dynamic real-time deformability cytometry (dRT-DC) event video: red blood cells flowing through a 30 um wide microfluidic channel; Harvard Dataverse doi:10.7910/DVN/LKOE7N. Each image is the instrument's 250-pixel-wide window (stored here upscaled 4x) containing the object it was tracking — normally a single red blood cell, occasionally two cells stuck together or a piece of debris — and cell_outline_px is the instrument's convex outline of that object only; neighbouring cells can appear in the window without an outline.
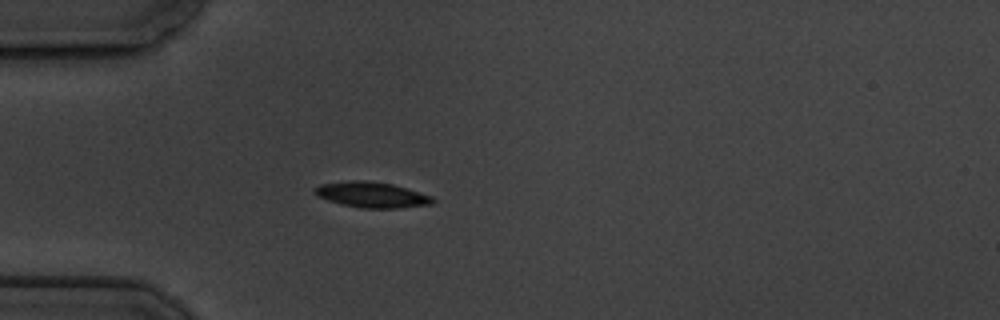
{"species": "common noctule bat (a hibernating species)", "species_latin": "Nyctalus noctula", "temperature_condition": "cold", "stored_images_in_passage": 8, "camera_frame_rate_fps": 3000, "um_per_image_px": 0.085, "animal": {"sex": "male", "body_mass_g": 19.5, "forearm_length_mm": 54.6}, "frame": {"image": 1, "passage_image": 3, "time_ms": 3.333, "image_size_px": [1000, 320], "cell_outline_px": [[436, 200], [432, 204], [400, 208], [364, 208], [344, 204], [328, 200], [320, 196], [316, 192], [316, 188], [320, 184], [352, 180], [368, 180], [392, 184], [432, 196]], "centroid_in_image_um": [31.67, 16.55], "position_along_channel_um": 53.3, "area_um2": 17.28}}
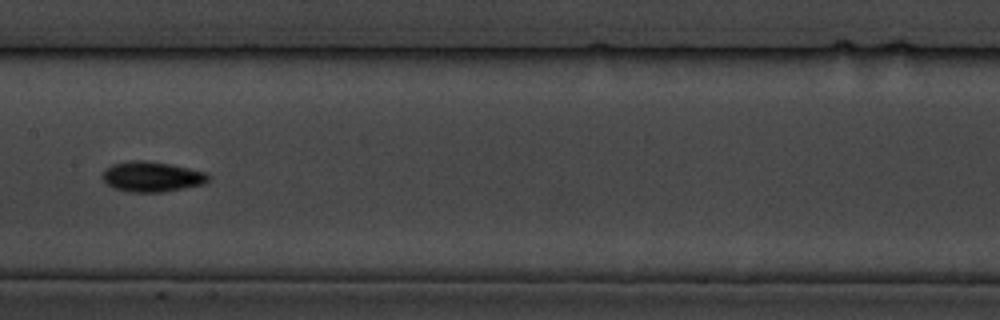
{"frame": {"image": 2, "passage_image": 7, "time_ms": 7.667, "image_size_px": [1000, 320], "cell_outline_px": [[212, 176], [204, 184], [184, 188], [160, 192], [132, 192], [116, 188], [108, 184], [100, 176], [112, 164], [132, 160], [144, 160], [172, 164], [204, 172]], "centroid_in_image_um": [12.93, 15.01], "position_along_channel_um": 194.5, "area_um2": 18.5}}
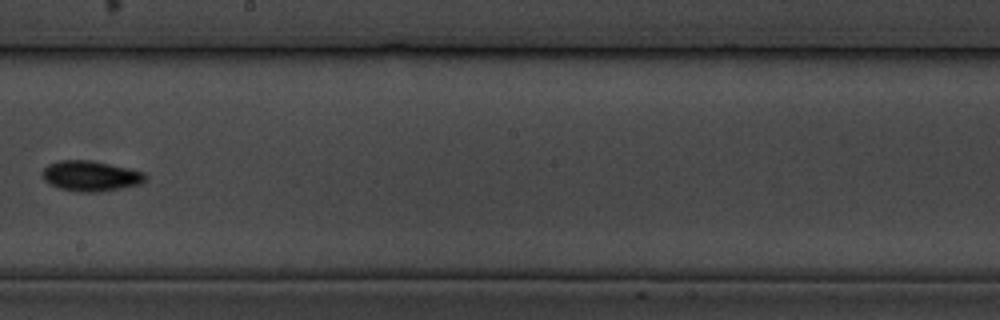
{"frame": {"image": 3, "passage_image": 8, "time_ms": 9.0, "image_size_px": [1000, 320], "cell_outline_px": [[148, 176], [140, 184], [100, 192], [80, 192], [60, 188], [44, 180], [44, 168], [48, 164], [60, 160], [88, 160], [128, 168], [144, 172]], "centroid_in_image_um": [7.73, 14.96], "position_along_channel_um": 240.5, "area_um2": 17.92}}